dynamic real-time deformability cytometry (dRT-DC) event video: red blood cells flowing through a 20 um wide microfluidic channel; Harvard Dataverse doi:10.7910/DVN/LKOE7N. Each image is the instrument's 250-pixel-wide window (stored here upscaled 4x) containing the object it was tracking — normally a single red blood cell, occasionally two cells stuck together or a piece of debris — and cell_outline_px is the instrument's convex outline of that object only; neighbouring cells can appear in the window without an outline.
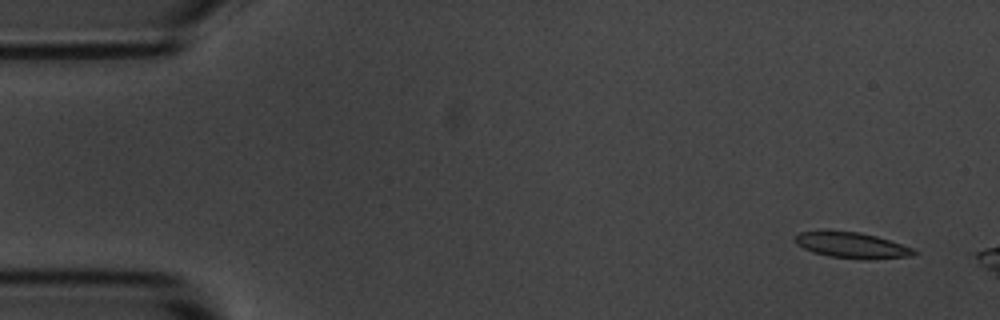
{"species": "common noctule bat (a hibernating species)", "species_latin": "Nyctalus noctula", "temperature_condition": "room temperature", "stored_images_in_passage": 3, "camera_frame_rate_fps": 3000, "um_per_image_px": 0.085, "animal": {"sex": "male", "body_mass_g": 20.1, "forearm_length_mm": 53.5}, "frame": {"image": 1, "passage_image": 1, "time_ms": 0.0, "image_size_px": [1000, 320], "cell_outline_px": [[920, 252], [912, 256], [872, 260], [860, 260], [828, 256], [804, 248], [796, 244], [792, 240], [792, 236], [800, 232], [860, 232], [876, 236], [912, 248]], "centroid_in_image_um": [72.43, 20.88], "position_along_channel_um": 12.6, "area_um2": 17.8}}